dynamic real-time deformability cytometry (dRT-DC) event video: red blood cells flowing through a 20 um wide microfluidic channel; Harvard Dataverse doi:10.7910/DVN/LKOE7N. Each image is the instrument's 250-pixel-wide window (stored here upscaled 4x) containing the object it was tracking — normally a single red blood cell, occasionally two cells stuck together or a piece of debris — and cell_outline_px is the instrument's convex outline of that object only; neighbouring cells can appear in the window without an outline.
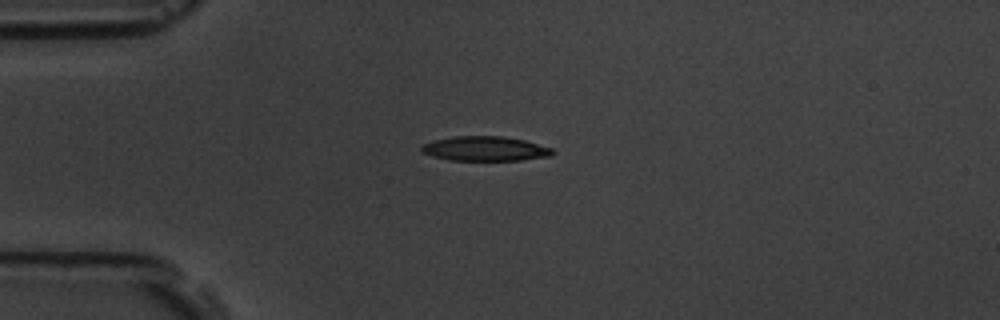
{"species": "common noctule bat (a hibernating species)", "species_latin": "Nyctalus noctula", "temperature_condition": "room temperature", "stored_images_in_passage": 6, "camera_frame_rate_fps": 3000, "um_per_image_px": 0.085, "animal": {"sex": "male", "body_mass_g": 19.5, "forearm_length_mm": 54.6}, "frame": {"image": 1, "passage_image": 1, "time_ms": 0.0, "image_size_px": [1000, 320], "cell_outline_px": [[556, 152], [552, 156], [520, 160], [452, 160], [432, 156], [420, 152], [420, 148], [424, 144], [432, 140], [452, 136], [504, 136], [524, 140], [552, 148]], "centroid_in_image_um": [41.23, 12.63], "position_along_channel_um": 43.8, "area_um2": 18.9}}
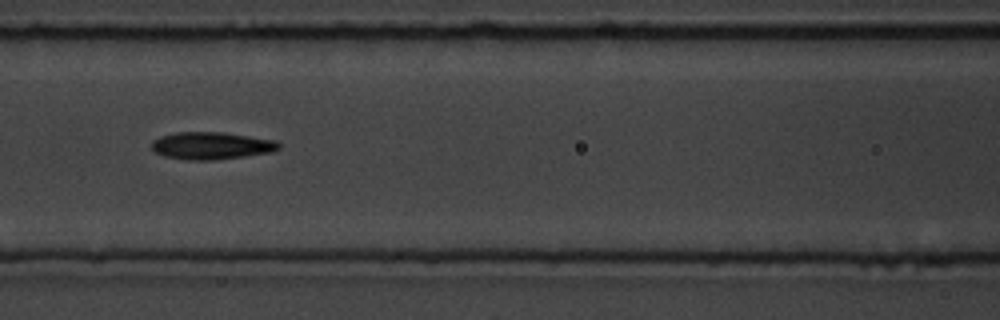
{"frame": {"image": 2, "passage_image": 4, "time_ms": 1.0, "image_size_px": [1000, 320], "cell_outline_px": [[280, 148], [272, 152], [244, 156], [212, 160], [188, 160], [164, 156], [156, 152], [152, 148], [152, 140], [160, 136], [176, 132], [224, 132], [276, 140], [280, 144]], "centroid_in_image_um": [17.97, 12.37], "position_along_channel_um": 148.6, "area_um2": 20.29}}
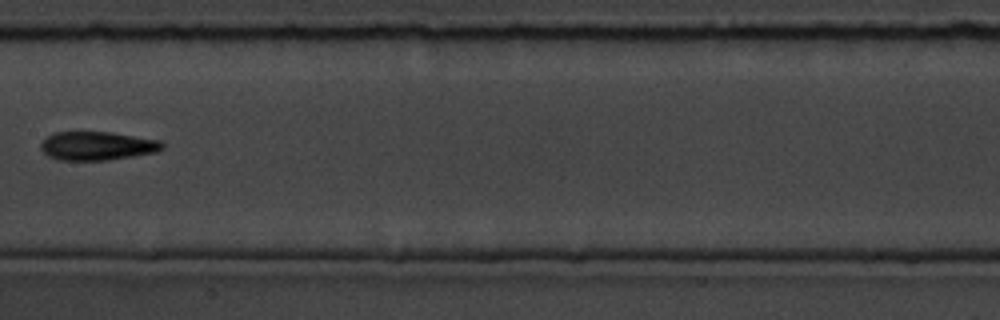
{"frame": {"image": 3, "passage_image": 5, "time_ms": 1.333, "image_size_px": [1000, 320], "cell_outline_px": [[164, 148], [156, 152], [108, 160], [60, 160], [48, 156], [40, 148], [40, 144], [52, 132], [112, 132], [160, 140], [164, 144]], "centroid_in_image_um": [8.27, 12.39], "position_along_channel_um": 199.1, "area_um2": 20.29}}